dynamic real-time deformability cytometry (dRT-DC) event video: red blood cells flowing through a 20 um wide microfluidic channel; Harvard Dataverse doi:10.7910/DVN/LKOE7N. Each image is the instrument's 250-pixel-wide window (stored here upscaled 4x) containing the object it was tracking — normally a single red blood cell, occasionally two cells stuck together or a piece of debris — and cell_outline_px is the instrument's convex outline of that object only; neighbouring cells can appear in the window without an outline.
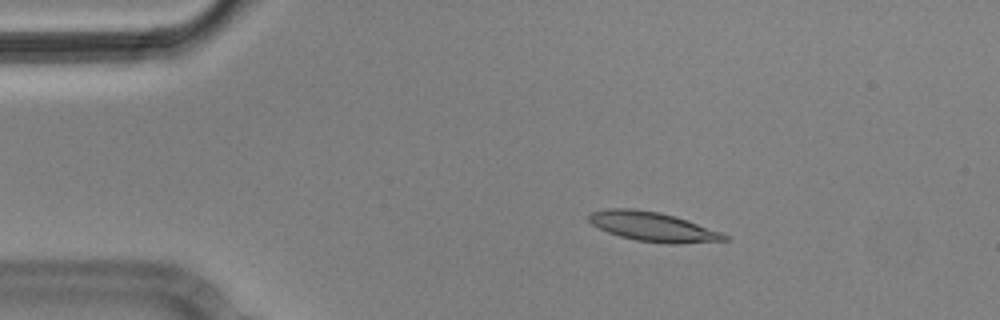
{"species": "Egyptian fruit bat (a non-hibernating species)", "species_latin": "Rousettus aegyptiacus", "temperature_condition": "cold", "stored_images_in_passage": 7, "camera_frame_rate_fps": 3000, "um_per_image_px": 0.085, "animal": {"sex": "male"}, "frame": {"image": 1, "passage_image": 2, "time_ms": 0.333, "image_size_px": [1000, 320], "cell_outline_px": [[728, 240], [676, 244], [668, 244], [636, 240], [620, 236], [608, 232], [592, 224], [588, 220], [588, 216], [592, 212], [608, 208], [632, 208], [660, 212], [720, 232], [728, 236]], "centroid_in_image_um": [55.44, 19.27], "position_along_channel_um": 29.6, "area_um2": 22.77}}
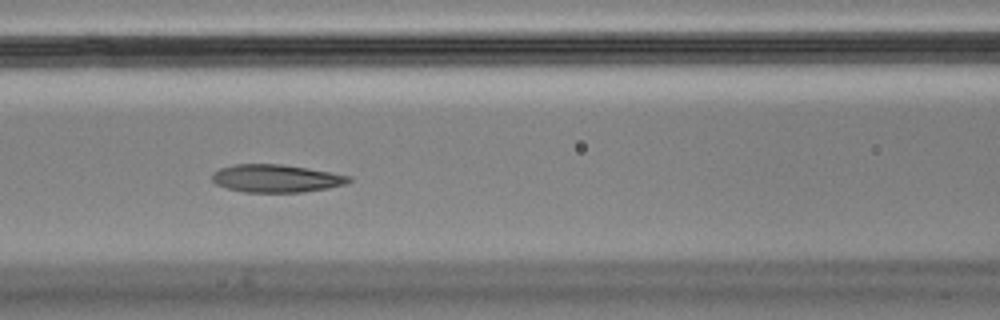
{"frame": {"image": 2, "passage_image": 6, "time_ms": 1.667, "image_size_px": [1000, 320], "cell_outline_px": [[352, 180], [344, 184], [328, 188], [304, 192], [244, 192], [228, 188], [216, 184], [212, 180], [212, 172], [220, 168], [232, 164], [280, 164], [308, 168], [352, 176]], "centroid_in_image_um": [23.46, 15.16], "position_along_channel_um": 143.1, "area_um2": 22.2}}
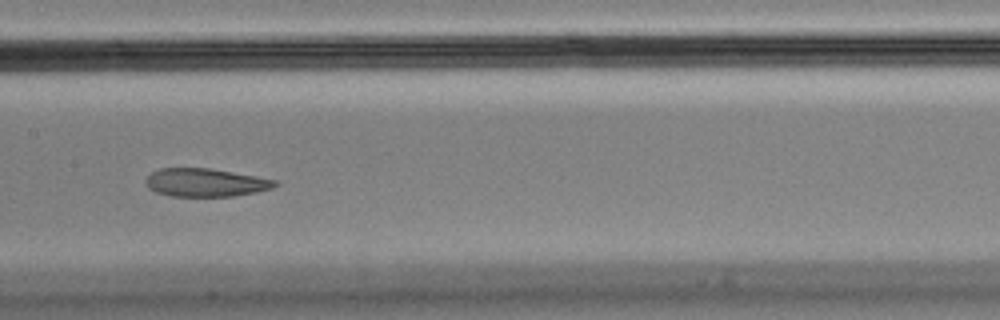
{"frame": {"image": 3, "passage_image": 7, "time_ms": 2.0, "image_size_px": [1000, 320], "cell_outline_px": [[280, 184], [272, 188], [256, 192], [232, 196], [172, 196], [156, 192], [148, 188], [144, 180], [152, 172], [160, 168], [208, 168], [276, 180]], "centroid_in_image_um": [17.44, 15.52], "position_along_channel_um": 190.0, "area_um2": 21.04}}